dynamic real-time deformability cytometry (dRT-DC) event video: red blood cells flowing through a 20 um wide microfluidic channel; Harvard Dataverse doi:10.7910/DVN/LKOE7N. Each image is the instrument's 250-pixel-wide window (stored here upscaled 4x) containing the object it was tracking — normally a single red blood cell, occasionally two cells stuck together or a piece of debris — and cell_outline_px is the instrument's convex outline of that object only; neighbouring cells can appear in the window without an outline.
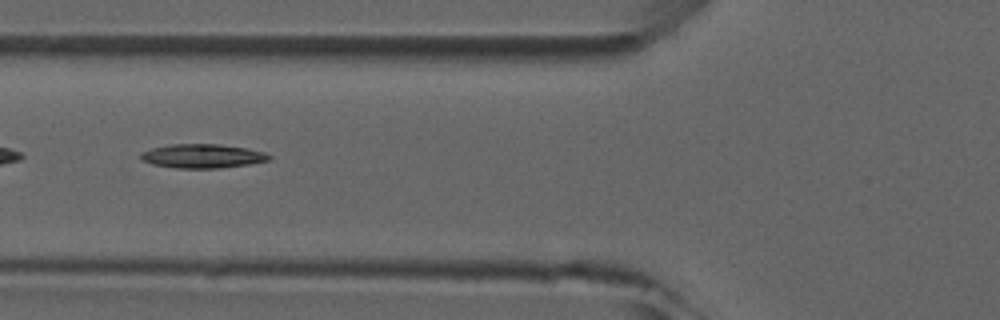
{"species": "common noctule bat (a hibernating species)", "species_latin": "Nyctalus noctula", "temperature_condition": "room temperature", "stored_images_in_passage": 5, "camera_frame_rate_fps": 3000, "um_per_image_px": 0.085, "animal": {"sex": "male", "forearm_length_mm": 52.5}, "frame": {"image": 1, "passage_image": 5, "time_ms": 4.667, "image_size_px": [1000, 320], "cell_outline_px": [[272, 156], [268, 160], [248, 164], [220, 168], [176, 168], [152, 164], [144, 160], [140, 156], [140, 152], [152, 148], [172, 144], [220, 144], [248, 148], [264, 152]], "centroid_in_image_um": [17.21, 13.26], "position_along_channel_um": 108.6, "area_um2": 17.86}}